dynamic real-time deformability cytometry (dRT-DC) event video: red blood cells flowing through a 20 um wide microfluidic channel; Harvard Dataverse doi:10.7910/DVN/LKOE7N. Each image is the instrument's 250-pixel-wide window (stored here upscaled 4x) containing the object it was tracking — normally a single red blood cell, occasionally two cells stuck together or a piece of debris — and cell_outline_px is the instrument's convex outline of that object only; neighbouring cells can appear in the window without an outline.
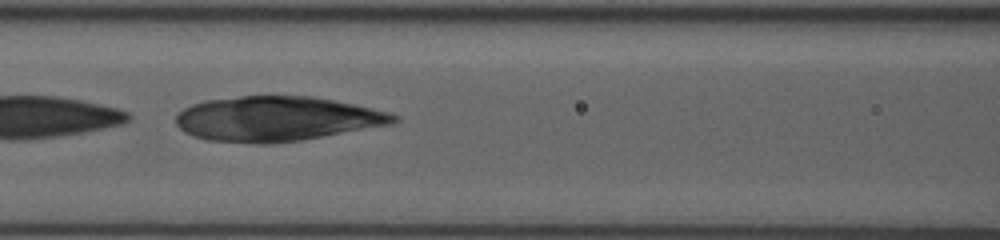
{"species": "human", "species_latin": "Homo sapiens", "temperature_condition": "room temperature", "stored_images_in_passage": 28, "camera_frame_rate_fps": 3000, "um_per_image_px": 0.085, "donor": {"sex": "female"}, "frame": {"image": 1, "passage_image": 26, "time_ms": 8.333, "image_size_px": [1000, 240], "cell_outline_px": [[400, 120], [392, 124], [300, 140], [268, 144], [260, 144], [208, 140], [192, 136], [184, 132], [176, 124], [176, 116], [184, 108], [192, 104], [204, 100], [240, 96], [312, 96], [392, 112], [400, 116]], "centroid_in_image_um": [23.52, 10.09], "position_along_channel_um": 143.1, "area_um2": 56.82}}